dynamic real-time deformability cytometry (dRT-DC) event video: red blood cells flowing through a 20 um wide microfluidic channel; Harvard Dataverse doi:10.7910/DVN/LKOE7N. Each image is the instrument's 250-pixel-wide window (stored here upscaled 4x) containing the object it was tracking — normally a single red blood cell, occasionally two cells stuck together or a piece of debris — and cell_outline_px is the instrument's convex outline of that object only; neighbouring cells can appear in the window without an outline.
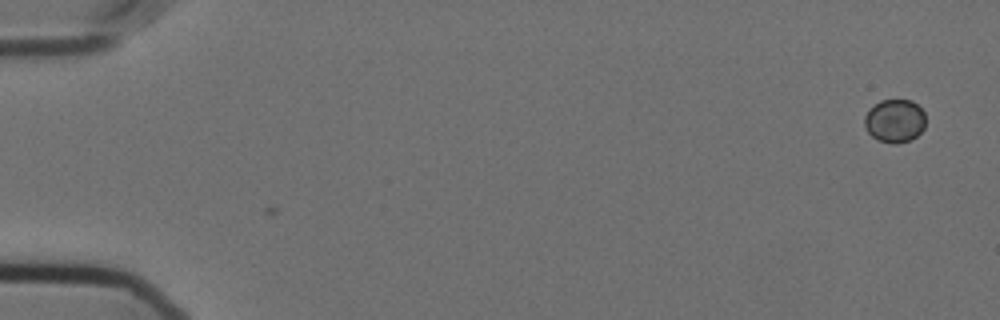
{"species": "Egyptian fruit bat (a non-hibernating species)", "species_latin": "Rousettus aegyptiacus", "temperature_condition": "cold", "stored_images_in_passage": 4, "camera_frame_rate_fps": 3000, "um_per_image_px": 0.085, "animal": {"sex": "female"}, "frame": {"image": 1, "passage_image": 4, "time_ms": 1.0, "image_size_px": [1000, 320], "cell_outline_px": [[924, 128], [916, 136], [908, 140], [896, 144], [892, 144], [876, 140], [868, 132], [864, 124], [864, 116], [880, 100], [912, 100], [924, 112]], "centroid_in_image_um": [76.04, 10.28], "position_along_channel_um": 9.0, "area_um2": 15.26}}